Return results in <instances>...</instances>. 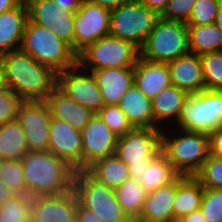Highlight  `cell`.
<instances>
[{
	"label": "cell",
	"mask_w": 222,
	"mask_h": 222,
	"mask_svg": "<svg viewBox=\"0 0 222 222\" xmlns=\"http://www.w3.org/2000/svg\"><path fill=\"white\" fill-rule=\"evenodd\" d=\"M194 177L204 188L222 189V157L209 154Z\"/></svg>",
	"instance_id": "34"
},
{
	"label": "cell",
	"mask_w": 222,
	"mask_h": 222,
	"mask_svg": "<svg viewBox=\"0 0 222 222\" xmlns=\"http://www.w3.org/2000/svg\"><path fill=\"white\" fill-rule=\"evenodd\" d=\"M162 151V128H134L118 137L114 155L126 165L150 164Z\"/></svg>",
	"instance_id": "10"
},
{
	"label": "cell",
	"mask_w": 222,
	"mask_h": 222,
	"mask_svg": "<svg viewBox=\"0 0 222 222\" xmlns=\"http://www.w3.org/2000/svg\"><path fill=\"white\" fill-rule=\"evenodd\" d=\"M111 10L81 0L74 19V52L78 55L88 45L109 35Z\"/></svg>",
	"instance_id": "11"
},
{
	"label": "cell",
	"mask_w": 222,
	"mask_h": 222,
	"mask_svg": "<svg viewBox=\"0 0 222 222\" xmlns=\"http://www.w3.org/2000/svg\"><path fill=\"white\" fill-rule=\"evenodd\" d=\"M0 181H2L14 194L25 186L24 173L21 160H3Z\"/></svg>",
	"instance_id": "38"
},
{
	"label": "cell",
	"mask_w": 222,
	"mask_h": 222,
	"mask_svg": "<svg viewBox=\"0 0 222 222\" xmlns=\"http://www.w3.org/2000/svg\"><path fill=\"white\" fill-rule=\"evenodd\" d=\"M0 222H31V213L13 196L0 205Z\"/></svg>",
	"instance_id": "40"
},
{
	"label": "cell",
	"mask_w": 222,
	"mask_h": 222,
	"mask_svg": "<svg viewBox=\"0 0 222 222\" xmlns=\"http://www.w3.org/2000/svg\"><path fill=\"white\" fill-rule=\"evenodd\" d=\"M87 171L100 183L112 189L130 179L128 165L116 155L97 160Z\"/></svg>",
	"instance_id": "28"
},
{
	"label": "cell",
	"mask_w": 222,
	"mask_h": 222,
	"mask_svg": "<svg viewBox=\"0 0 222 222\" xmlns=\"http://www.w3.org/2000/svg\"><path fill=\"white\" fill-rule=\"evenodd\" d=\"M14 196L26 206L31 215L37 210L46 197L45 194L27 186L21 187Z\"/></svg>",
	"instance_id": "42"
},
{
	"label": "cell",
	"mask_w": 222,
	"mask_h": 222,
	"mask_svg": "<svg viewBox=\"0 0 222 222\" xmlns=\"http://www.w3.org/2000/svg\"><path fill=\"white\" fill-rule=\"evenodd\" d=\"M175 193L176 180L167 186L147 193L140 218L149 222L173 220L172 205Z\"/></svg>",
	"instance_id": "24"
},
{
	"label": "cell",
	"mask_w": 222,
	"mask_h": 222,
	"mask_svg": "<svg viewBox=\"0 0 222 222\" xmlns=\"http://www.w3.org/2000/svg\"><path fill=\"white\" fill-rule=\"evenodd\" d=\"M78 203L73 189L59 195L46 196L31 215V222H76Z\"/></svg>",
	"instance_id": "20"
},
{
	"label": "cell",
	"mask_w": 222,
	"mask_h": 222,
	"mask_svg": "<svg viewBox=\"0 0 222 222\" xmlns=\"http://www.w3.org/2000/svg\"><path fill=\"white\" fill-rule=\"evenodd\" d=\"M116 199L129 218L140 217L147 192L133 179L114 189Z\"/></svg>",
	"instance_id": "30"
},
{
	"label": "cell",
	"mask_w": 222,
	"mask_h": 222,
	"mask_svg": "<svg viewBox=\"0 0 222 222\" xmlns=\"http://www.w3.org/2000/svg\"><path fill=\"white\" fill-rule=\"evenodd\" d=\"M2 159H0V171H1V166H2Z\"/></svg>",
	"instance_id": "56"
},
{
	"label": "cell",
	"mask_w": 222,
	"mask_h": 222,
	"mask_svg": "<svg viewBox=\"0 0 222 222\" xmlns=\"http://www.w3.org/2000/svg\"><path fill=\"white\" fill-rule=\"evenodd\" d=\"M28 151L25 134L17 119L0 126V159L21 160Z\"/></svg>",
	"instance_id": "27"
},
{
	"label": "cell",
	"mask_w": 222,
	"mask_h": 222,
	"mask_svg": "<svg viewBox=\"0 0 222 222\" xmlns=\"http://www.w3.org/2000/svg\"><path fill=\"white\" fill-rule=\"evenodd\" d=\"M81 134L82 170H87L97 160L114 155L118 137L96 113Z\"/></svg>",
	"instance_id": "14"
},
{
	"label": "cell",
	"mask_w": 222,
	"mask_h": 222,
	"mask_svg": "<svg viewBox=\"0 0 222 222\" xmlns=\"http://www.w3.org/2000/svg\"><path fill=\"white\" fill-rule=\"evenodd\" d=\"M178 130L180 136L169 137L162 129V152L180 176H195L209 156L208 133Z\"/></svg>",
	"instance_id": "4"
},
{
	"label": "cell",
	"mask_w": 222,
	"mask_h": 222,
	"mask_svg": "<svg viewBox=\"0 0 222 222\" xmlns=\"http://www.w3.org/2000/svg\"><path fill=\"white\" fill-rule=\"evenodd\" d=\"M178 124V125H177ZM175 126L209 133L222 126V91L203 90L189 95Z\"/></svg>",
	"instance_id": "9"
},
{
	"label": "cell",
	"mask_w": 222,
	"mask_h": 222,
	"mask_svg": "<svg viewBox=\"0 0 222 222\" xmlns=\"http://www.w3.org/2000/svg\"><path fill=\"white\" fill-rule=\"evenodd\" d=\"M118 105L134 128H161L154 122L151 100L134 83Z\"/></svg>",
	"instance_id": "22"
},
{
	"label": "cell",
	"mask_w": 222,
	"mask_h": 222,
	"mask_svg": "<svg viewBox=\"0 0 222 222\" xmlns=\"http://www.w3.org/2000/svg\"><path fill=\"white\" fill-rule=\"evenodd\" d=\"M21 49L56 74L77 65V54L66 42L50 29L29 20L25 26Z\"/></svg>",
	"instance_id": "3"
},
{
	"label": "cell",
	"mask_w": 222,
	"mask_h": 222,
	"mask_svg": "<svg viewBox=\"0 0 222 222\" xmlns=\"http://www.w3.org/2000/svg\"><path fill=\"white\" fill-rule=\"evenodd\" d=\"M73 190L79 204L99 216L103 222L128 220L129 217L116 199L114 189L100 183L87 170L75 171Z\"/></svg>",
	"instance_id": "7"
},
{
	"label": "cell",
	"mask_w": 222,
	"mask_h": 222,
	"mask_svg": "<svg viewBox=\"0 0 222 222\" xmlns=\"http://www.w3.org/2000/svg\"><path fill=\"white\" fill-rule=\"evenodd\" d=\"M188 49L190 53L222 51V32L215 23L207 25H187Z\"/></svg>",
	"instance_id": "26"
},
{
	"label": "cell",
	"mask_w": 222,
	"mask_h": 222,
	"mask_svg": "<svg viewBox=\"0 0 222 222\" xmlns=\"http://www.w3.org/2000/svg\"><path fill=\"white\" fill-rule=\"evenodd\" d=\"M179 176L166 155L161 151L150 161V164L139 180V184L149 193L160 187L169 185Z\"/></svg>",
	"instance_id": "29"
},
{
	"label": "cell",
	"mask_w": 222,
	"mask_h": 222,
	"mask_svg": "<svg viewBox=\"0 0 222 222\" xmlns=\"http://www.w3.org/2000/svg\"><path fill=\"white\" fill-rule=\"evenodd\" d=\"M149 164L128 165L130 179L139 181Z\"/></svg>",
	"instance_id": "47"
},
{
	"label": "cell",
	"mask_w": 222,
	"mask_h": 222,
	"mask_svg": "<svg viewBox=\"0 0 222 222\" xmlns=\"http://www.w3.org/2000/svg\"><path fill=\"white\" fill-rule=\"evenodd\" d=\"M139 57L140 49L132 42L108 35L82 50L77 55V64L84 71L91 72L106 68L134 67Z\"/></svg>",
	"instance_id": "6"
},
{
	"label": "cell",
	"mask_w": 222,
	"mask_h": 222,
	"mask_svg": "<svg viewBox=\"0 0 222 222\" xmlns=\"http://www.w3.org/2000/svg\"><path fill=\"white\" fill-rule=\"evenodd\" d=\"M28 20L46 29L54 27L56 21V4L52 0H25Z\"/></svg>",
	"instance_id": "32"
},
{
	"label": "cell",
	"mask_w": 222,
	"mask_h": 222,
	"mask_svg": "<svg viewBox=\"0 0 222 222\" xmlns=\"http://www.w3.org/2000/svg\"><path fill=\"white\" fill-rule=\"evenodd\" d=\"M209 154L222 157V126L208 133Z\"/></svg>",
	"instance_id": "43"
},
{
	"label": "cell",
	"mask_w": 222,
	"mask_h": 222,
	"mask_svg": "<svg viewBox=\"0 0 222 222\" xmlns=\"http://www.w3.org/2000/svg\"><path fill=\"white\" fill-rule=\"evenodd\" d=\"M162 222H179V221H177V220L173 219V220H169V221H162Z\"/></svg>",
	"instance_id": "55"
},
{
	"label": "cell",
	"mask_w": 222,
	"mask_h": 222,
	"mask_svg": "<svg viewBox=\"0 0 222 222\" xmlns=\"http://www.w3.org/2000/svg\"><path fill=\"white\" fill-rule=\"evenodd\" d=\"M149 9L156 11L159 15L166 8L169 0H140Z\"/></svg>",
	"instance_id": "45"
},
{
	"label": "cell",
	"mask_w": 222,
	"mask_h": 222,
	"mask_svg": "<svg viewBox=\"0 0 222 222\" xmlns=\"http://www.w3.org/2000/svg\"><path fill=\"white\" fill-rule=\"evenodd\" d=\"M23 0H0V14L17 7Z\"/></svg>",
	"instance_id": "50"
},
{
	"label": "cell",
	"mask_w": 222,
	"mask_h": 222,
	"mask_svg": "<svg viewBox=\"0 0 222 222\" xmlns=\"http://www.w3.org/2000/svg\"><path fill=\"white\" fill-rule=\"evenodd\" d=\"M104 105H118L134 83V67L92 70Z\"/></svg>",
	"instance_id": "16"
},
{
	"label": "cell",
	"mask_w": 222,
	"mask_h": 222,
	"mask_svg": "<svg viewBox=\"0 0 222 222\" xmlns=\"http://www.w3.org/2000/svg\"><path fill=\"white\" fill-rule=\"evenodd\" d=\"M204 187L194 176H179L176 179V193L173 199V215L179 220L200 209Z\"/></svg>",
	"instance_id": "23"
},
{
	"label": "cell",
	"mask_w": 222,
	"mask_h": 222,
	"mask_svg": "<svg viewBox=\"0 0 222 222\" xmlns=\"http://www.w3.org/2000/svg\"><path fill=\"white\" fill-rule=\"evenodd\" d=\"M134 84L146 97L152 100L172 84L168 64L139 57L134 66Z\"/></svg>",
	"instance_id": "18"
},
{
	"label": "cell",
	"mask_w": 222,
	"mask_h": 222,
	"mask_svg": "<svg viewBox=\"0 0 222 222\" xmlns=\"http://www.w3.org/2000/svg\"><path fill=\"white\" fill-rule=\"evenodd\" d=\"M23 100L8 86L0 89V126L17 119Z\"/></svg>",
	"instance_id": "39"
},
{
	"label": "cell",
	"mask_w": 222,
	"mask_h": 222,
	"mask_svg": "<svg viewBox=\"0 0 222 222\" xmlns=\"http://www.w3.org/2000/svg\"><path fill=\"white\" fill-rule=\"evenodd\" d=\"M168 64L171 83L189 95L205 89L202 75V63L199 55L188 53L171 61Z\"/></svg>",
	"instance_id": "17"
},
{
	"label": "cell",
	"mask_w": 222,
	"mask_h": 222,
	"mask_svg": "<svg viewBox=\"0 0 222 222\" xmlns=\"http://www.w3.org/2000/svg\"><path fill=\"white\" fill-rule=\"evenodd\" d=\"M221 0H196L186 25H207L215 23Z\"/></svg>",
	"instance_id": "37"
},
{
	"label": "cell",
	"mask_w": 222,
	"mask_h": 222,
	"mask_svg": "<svg viewBox=\"0 0 222 222\" xmlns=\"http://www.w3.org/2000/svg\"><path fill=\"white\" fill-rule=\"evenodd\" d=\"M14 196V192L0 181V205Z\"/></svg>",
	"instance_id": "51"
},
{
	"label": "cell",
	"mask_w": 222,
	"mask_h": 222,
	"mask_svg": "<svg viewBox=\"0 0 222 222\" xmlns=\"http://www.w3.org/2000/svg\"><path fill=\"white\" fill-rule=\"evenodd\" d=\"M51 115L44 101H23L17 120L27 140L29 151L48 150Z\"/></svg>",
	"instance_id": "13"
},
{
	"label": "cell",
	"mask_w": 222,
	"mask_h": 222,
	"mask_svg": "<svg viewBox=\"0 0 222 222\" xmlns=\"http://www.w3.org/2000/svg\"><path fill=\"white\" fill-rule=\"evenodd\" d=\"M188 97L189 94L187 92L173 84L163 89L151 100L154 122L159 127L163 126L161 123H164L165 120L172 118L175 119L174 123L178 122Z\"/></svg>",
	"instance_id": "25"
},
{
	"label": "cell",
	"mask_w": 222,
	"mask_h": 222,
	"mask_svg": "<svg viewBox=\"0 0 222 222\" xmlns=\"http://www.w3.org/2000/svg\"><path fill=\"white\" fill-rule=\"evenodd\" d=\"M188 53L187 25L161 17L140 48L141 58L161 63H169Z\"/></svg>",
	"instance_id": "5"
},
{
	"label": "cell",
	"mask_w": 222,
	"mask_h": 222,
	"mask_svg": "<svg viewBox=\"0 0 222 222\" xmlns=\"http://www.w3.org/2000/svg\"><path fill=\"white\" fill-rule=\"evenodd\" d=\"M27 21L28 10L25 1L0 14V56L21 48Z\"/></svg>",
	"instance_id": "21"
},
{
	"label": "cell",
	"mask_w": 222,
	"mask_h": 222,
	"mask_svg": "<svg viewBox=\"0 0 222 222\" xmlns=\"http://www.w3.org/2000/svg\"><path fill=\"white\" fill-rule=\"evenodd\" d=\"M200 211L208 222H222V189L204 188Z\"/></svg>",
	"instance_id": "36"
},
{
	"label": "cell",
	"mask_w": 222,
	"mask_h": 222,
	"mask_svg": "<svg viewBox=\"0 0 222 222\" xmlns=\"http://www.w3.org/2000/svg\"><path fill=\"white\" fill-rule=\"evenodd\" d=\"M65 11H76L80 7L81 0H52Z\"/></svg>",
	"instance_id": "48"
},
{
	"label": "cell",
	"mask_w": 222,
	"mask_h": 222,
	"mask_svg": "<svg viewBox=\"0 0 222 222\" xmlns=\"http://www.w3.org/2000/svg\"><path fill=\"white\" fill-rule=\"evenodd\" d=\"M126 222H149V221L140 217H134V218H128Z\"/></svg>",
	"instance_id": "54"
},
{
	"label": "cell",
	"mask_w": 222,
	"mask_h": 222,
	"mask_svg": "<svg viewBox=\"0 0 222 222\" xmlns=\"http://www.w3.org/2000/svg\"><path fill=\"white\" fill-rule=\"evenodd\" d=\"M178 221L179 222H208L205 219V217L203 216L200 209L185 215L184 217H182Z\"/></svg>",
	"instance_id": "49"
},
{
	"label": "cell",
	"mask_w": 222,
	"mask_h": 222,
	"mask_svg": "<svg viewBox=\"0 0 222 222\" xmlns=\"http://www.w3.org/2000/svg\"><path fill=\"white\" fill-rule=\"evenodd\" d=\"M159 17L140 0H129L111 10L109 35L130 41L140 49Z\"/></svg>",
	"instance_id": "8"
},
{
	"label": "cell",
	"mask_w": 222,
	"mask_h": 222,
	"mask_svg": "<svg viewBox=\"0 0 222 222\" xmlns=\"http://www.w3.org/2000/svg\"><path fill=\"white\" fill-rule=\"evenodd\" d=\"M48 150L76 171L82 170V134L65 121L51 118Z\"/></svg>",
	"instance_id": "15"
},
{
	"label": "cell",
	"mask_w": 222,
	"mask_h": 222,
	"mask_svg": "<svg viewBox=\"0 0 222 222\" xmlns=\"http://www.w3.org/2000/svg\"><path fill=\"white\" fill-rule=\"evenodd\" d=\"M76 66L56 74V87L71 100L97 113L104 100L92 73Z\"/></svg>",
	"instance_id": "12"
},
{
	"label": "cell",
	"mask_w": 222,
	"mask_h": 222,
	"mask_svg": "<svg viewBox=\"0 0 222 222\" xmlns=\"http://www.w3.org/2000/svg\"><path fill=\"white\" fill-rule=\"evenodd\" d=\"M76 222H103L99 216L85 209L79 203L76 210Z\"/></svg>",
	"instance_id": "44"
},
{
	"label": "cell",
	"mask_w": 222,
	"mask_h": 222,
	"mask_svg": "<svg viewBox=\"0 0 222 222\" xmlns=\"http://www.w3.org/2000/svg\"><path fill=\"white\" fill-rule=\"evenodd\" d=\"M25 186L46 196L73 189L75 169L49 150L28 151L21 159Z\"/></svg>",
	"instance_id": "2"
},
{
	"label": "cell",
	"mask_w": 222,
	"mask_h": 222,
	"mask_svg": "<svg viewBox=\"0 0 222 222\" xmlns=\"http://www.w3.org/2000/svg\"><path fill=\"white\" fill-rule=\"evenodd\" d=\"M196 0H169L160 17L187 24Z\"/></svg>",
	"instance_id": "41"
},
{
	"label": "cell",
	"mask_w": 222,
	"mask_h": 222,
	"mask_svg": "<svg viewBox=\"0 0 222 222\" xmlns=\"http://www.w3.org/2000/svg\"><path fill=\"white\" fill-rule=\"evenodd\" d=\"M87 2L99 5L103 8L113 10L129 0H86Z\"/></svg>",
	"instance_id": "46"
},
{
	"label": "cell",
	"mask_w": 222,
	"mask_h": 222,
	"mask_svg": "<svg viewBox=\"0 0 222 222\" xmlns=\"http://www.w3.org/2000/svg\"><path fill=\"white\" fill-rule=\"evenodd\" d=\"M4 86H5V83H4L3 66L0 59V89L3 88Z\"/></svg>",
	"instance_id": "53"
},
{
	"label": "cell",
	"mask_w": 222,
	"mask_h": 222,
	"mask_svg": "<svg viewBox=\"0 0 222 222\" xmlns=\"http://www.w3.org/2000/svg\"><path fill=\"white\" fill-rule=\"evenodd\" d=\"M44 102L47 104L52 118L63 120L80 132L95 115L91 109L71 100L57 87L45 98Z\"/></svg>",
	"instance_id": "19"
},
{
	"label": "cell",
	"mask_w": 222,
	"mask_h": 222,
	"mask_svg": "<svg viewBox=\"0 0 222 222\" xmlns=\"http://www.w3.org/2000/svg\"><path fill=\"white\" fill-rule=\"evenodd\" d=\"M96 114L117 137L134 129L119 105H104Z\"/></svg>",
	"instance_id": "33"
},
{
	"label": "cell",
	"mask_w": 222,
	"mask_h": 222,
	"mask_svg": "<svg viewBox=\"0 0 222 222\" xmlns=\"http://www.w3.org/2000/svg\"><path fill=\"white\" fill-rule=\"evenodd\" d=\"M5 86L23 101H44L56 87V73L21 48L0 56Z\"/></svg>",
	"instance_id": "1"
},
{
	"label": "cell",
	"mask_w": 222,
	"mask_h": 222,
	"mask_svg": "<svg viewBox=\"0 0 222 222\" xmlns=\"http://www.w3.org/2000/svg\"><path fill=\"white\" fill-rule=\"evenodd\" d=\"M76 11L64 10L56 6V21L51 31L61 40L66 42L74 51V19Z\"/></svg>",
	"instance_id": "35"
},
{
	"label": "cell",
	"mask_w": 222,
	"mask_h": 222,
	"mask_svg": "<svg viewBox=\"0 0 222 222\" xmlns=\"http://www.w3.org/2000/svg\"><path fill=\"white\" fill-rule=\"evenodd\" d=\"M205 90L222 91V51L199 55Z\"/></svg>",
	"instance_id": "31"
},
{
	"label": "cell",
	"mask_w": 222,
	"mask_h": 222,
	"mask_svg": "<svg viewBox=\"0 0 222 222\" xmlns=\"http://www.w3.org/2000/svg\"><path fill=\"white\" fill-rule=\"evenodd\" d=\"M215 24L222 32V0L220 2L219 8H218V12H217L216 19H215Z\"/></svg>",
	"instance_id": "52"
}]
</instances>
